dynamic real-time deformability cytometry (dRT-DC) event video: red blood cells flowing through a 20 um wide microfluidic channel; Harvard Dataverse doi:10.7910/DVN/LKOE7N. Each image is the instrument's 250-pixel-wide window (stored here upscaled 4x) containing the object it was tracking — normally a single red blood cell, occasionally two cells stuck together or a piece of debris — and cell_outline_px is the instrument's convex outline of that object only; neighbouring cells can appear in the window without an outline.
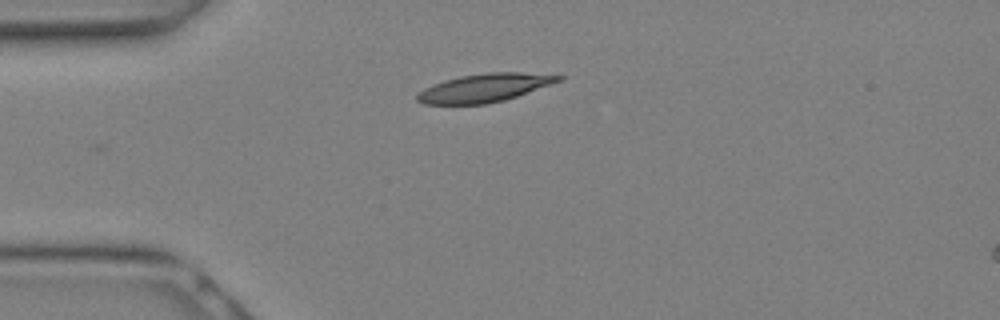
{"species": "Egyptian fruit bat (a non-hibernating species)", "species_latin": "Rousettus aegyptiacus", "temperature_condition": "warm", "stored_images_in_passage": 3, "camera_frame_rate_fps": 3000, "um_per_image_px": 0.085, "animal": {"sex": "female"}, "frame": {"image": 1, "passage_image": 3, "time_ms": 0.667, "image_size_px": [1000, 320], "cell_outline_px": [[564, 80], [504, 100], [484, 104], [424, 104], [416, 100], [416, 96], [424, 88], [432, 84], [460, 76], [488, 72], [520, 72], [564, 76]], "centroid_in_image_um": [41.18, 7.46], "position_along_channel_um": 43.8, "area_um2": 23.12}}